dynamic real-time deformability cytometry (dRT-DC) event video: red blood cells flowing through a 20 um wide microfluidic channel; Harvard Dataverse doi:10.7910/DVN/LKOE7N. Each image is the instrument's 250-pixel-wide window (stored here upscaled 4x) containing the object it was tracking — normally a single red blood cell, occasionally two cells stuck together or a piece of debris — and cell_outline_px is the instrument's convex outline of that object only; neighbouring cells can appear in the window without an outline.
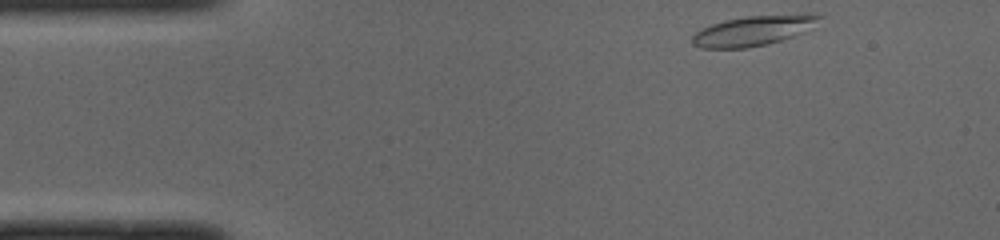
{"species": "common noctule bat (a hibernating species)", "species_latin": "Nyctalus noctula", "temperature_condition": "cold", "stored_images_in_passage": 44, "camera_frame_rate_fps": 3000, "um_per_image_px": 0.085, "animal": {"sex": "male", "body_mass_g": 19.0, "forearm_length_mm": 50.8}, "frame": {"image": 1, "passage_image": 1, "time_ms": 0.0, "image_size_px": [1000, 240], "cell_outline_px": [[824, 16], [816, 28], [768, 44], [748, 48], [700, 48], [692, 44], [692, 36], [700, 28], [724, 20], [744, 16], [812, 12]], "centroid_in_image_um": [64.14, 2.57], "position_along_channel_um": 20.9, "area_um2": 23.0}}
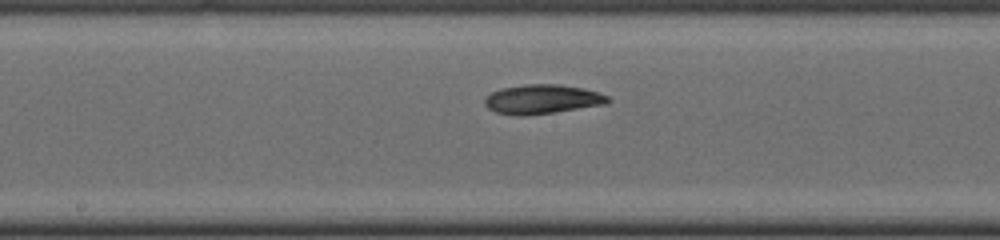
{"frame": {"image": 2, "passage_image": 20, "time_ms": 6.333, "image_size_px": [1000, 240], "cell_outline_px": [[612, 100], [608, 104], [552, 112], [520, 116], [516, 116], [496, 112], [488, 108], [484, 104], [484, 100], [492, 92], [504, 88], [524, 84], [560, 84], [584, 88], [608, 96]], "centroid_in_image_um": [46.11, 8.43], "position_along_channel_um": 202.1, "area_um2": 20.92}}
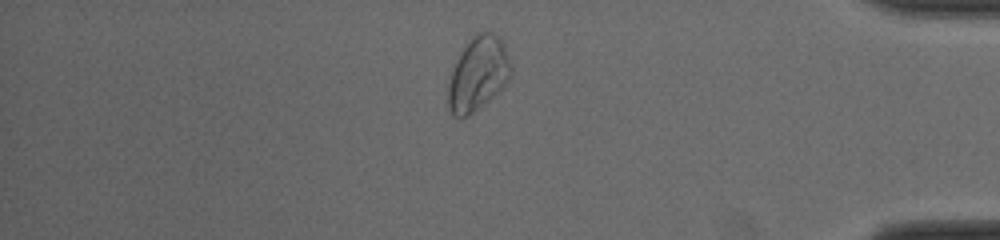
{"frame": {"image": 3, "passage_image": 37, "time_ms": 12.0, "image_size_px": [1000, 240], "cell_outline_px": [[512, 72], [504, 88], [500, 92], [468, 116], [460, 120], [452, 116], [448, 108], [448, 84], [456, 60], [464, 48], [476, 32], [492, 32], [500, 36], [504, 44], [512, 68]], "centroid_in_image_um": [40.65, 6.31], "position_along_channel_um": 394.6, "area_um2": 27.34}, "authors_computed_cell_mechanics": {"area_um2": 21.6461, "velocity_mm_per_s": 3.9914, "shape_relaxation_time_tau1_ms": 4.3001, "shape_relaxation_time_tau2_ms": null, "deformation_change_tau1": 0.155, "deformation_change_tau2": null}}